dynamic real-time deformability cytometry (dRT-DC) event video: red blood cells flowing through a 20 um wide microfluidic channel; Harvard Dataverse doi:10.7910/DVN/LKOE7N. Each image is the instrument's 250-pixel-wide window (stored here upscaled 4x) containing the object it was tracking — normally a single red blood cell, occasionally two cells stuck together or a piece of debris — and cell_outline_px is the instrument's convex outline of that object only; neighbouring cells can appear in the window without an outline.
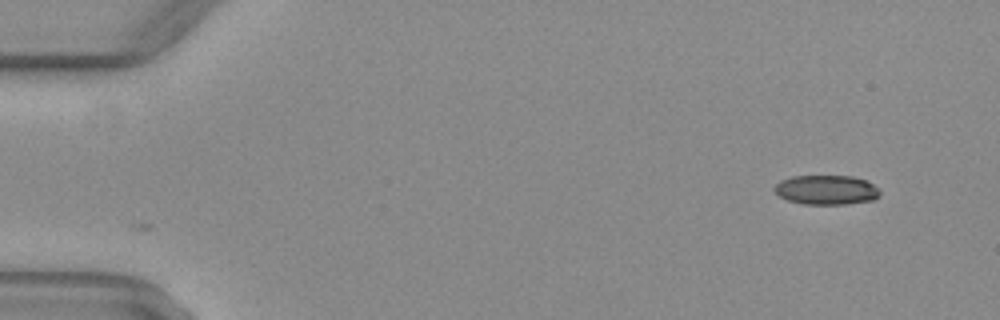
{"species": "common noctule bat (a hibernating species)", "species_latin": "Nyctalus noctula", "temperature_condition": "warm", "stored_images_in_passage": 13, "camera_frame_rate_fps": 3000, "um_per_image_px": 0.085, "animal": {"sex": "female", "body_mass_g": 29.2, "forearm_length_mm": 56.3}, "frame": {"image": 1, "passage_image": 1, "time_ms": 0.0, "image_size_px": [1000, 320], "cell_outline_px": [[880, 196], [872, 200], [844, 204], [804, 204], [788, 200], [780, 196], [772, 188], [780, 180], [792, 176], [852, 176], [868, 180], [880, 188]], "centroid_in_image_um": [70.27, 16.13], "position_along_channel_um": 14.7, "area_um2": 18.26}}
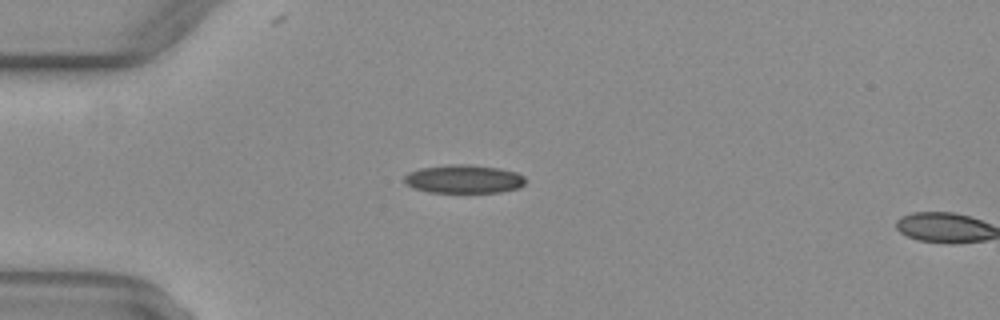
{"frame": {"image": 2, "passage_image": 11, "time_ms": 3.333, "image_size_px": [1000, 320], "cell_outline_px": [[524, 184], [520, 188], [500, 192], [428, 192], [412, 188], [404, 184], [404, 176], [408, 172], [420, 168], [452, 164], [468, 164], [496, 168], [516, 172], [524, 176]], "centroid_in_image_um": [39.38, 15.22], "position_along_channel_um": 45.6, "area_um2": 20.11}}